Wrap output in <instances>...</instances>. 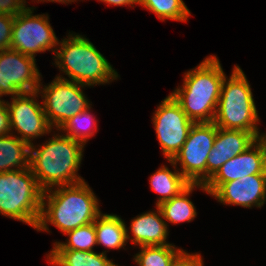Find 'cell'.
Instances as JSON below:
<instances>
[{
    "label": "cell",
    "instance_id": "obj_1",
    "mask_svg": "<svg viewBox=\"0 0 266 266\" xmlns=\"http://www.w3.org/2000/svg\"><path fill=\"white\" fill-rule=\"evenodd\" d=\"M98 205V199L85 181L58 186L53 191L51 188L43 192L36 229L49 232V222L65 235L70 230L94 222L102 213Z\"/></svg>",
    "mask_w": 266,
    "mask_h": 266
},
{
    "label": "cell",
    "instance_id": "obj_2",
    "mask_svg": "<svg viewBox=\"0 0 266 266\" xmlns=\"http://www.w3.org/2000/svg\"><path fill=\"white\" fill-rule=\"evenodd\" d=\"M39 147L30 146L29 167L43 191L84 181L77 175L84 144L57 134Z\"/></svg>",
    "mask_w": 266,
    "mask_h": 266
},
{
    "label": "cell",
    "instance_id": "obj_3",
    "mask_svg": "<svg viewBox=\"0 0 266 266\" xmlns=\"http://www.w3.org/2000/svg\"><path fill=\"white\" fill-rule=\"evenodd\" d=\"M225 74L217 57H207L185 73L184 84L171 93L194 123L213 122Z\"/></svg>",
    "mask_w": 266,
    "mask_h": 266
},
{
    "label": "cell",
    "instance_id": "obj_4",
    "mask_svg": "<svg viewBox=\"0 0 266 266\" xmlns=\"http://www.w3.org/2000/svg\"><path fill=\"white\" fill-rule=\"evenodd\" d=\"M55 63L71 81L86 86L109 83L118 78L117 72L96 47L82 35L70 34L59 42ZM60 60V61H59Z\"/></svg>",
    "mask_w": 266,
    "mask_h": 266
},
{
    "label": "cell",
    "instance_id": "obj_5",
    "mask_svg": "<svg viewBox=\"0 0 266 266\" xmlns=\"http://www.w3.org/2000/svg\"><path fill=\"white\" fill-rule=\"evenodd\" d=\"M226 78L222 82L213 123L219 128L247 131L257 138L263 137L264 133L259 134L256 124L259 117L246 75L235 65L229 80Z\"/></svg>",
    "mask_w": 266,
    "mask_h": 266
},
{
    "label": "cell",
    "instance_id": "obj_6",
    "mask_svg": "<svg viewBox=\"0 0 266 266\" xmlns=\"http://www.w3.org/2000/svg\"><path fill=\"white\" fill-rule=\"evenodd\" d=\"M43 192L30 167L0 173V213L36 229Z\"/></svg>",
    "mask_w": 266,
    "mask_h": 266
},
{
    "label": "cell",
    "instance_id": "obj_7",
    "mask_svg": "<svg viewBox=\"0 0 266 266\" xmlns=\"http://www.w3.org/2000/svg\"><path fill=\"white\" fill-rule=\"evenodd\" d=\"M216 133L217 126L213 122L194 123L182 148L169 160L175 168L180 163V172L190 183L207 182V157L213 148Z\"/></svg>",
    "mask_w": 266,
    "mask_h": 266
},
{
    "label": "cell",
    "instance_id": "obj_8",
    "mask_svg": "<svg viewBox=\"0 0 266 266\" xmlns=\"http://www.w3.org/2000/svg\"><path fill=\"white\" fill-rule=\"evenodd\" d=\"M79 84L69 79L57 76L48 86H45L41 97L44 99L43 109L48 123L59 129L65 122L90 106Z\"/></svg>",
    "mask_w": 266,
    "mask_h": 266
},
{
    "label": "cell",
    "instance_id": "obj_9",
    "mask_svg": "<svg viewBox=\"0 0 266 266\" xmlns=\"http://www.w3.org/2000/svg\"><path fill=\"white\" fill-rule=\"evenodd\" d=\"M33 9L27 7L14 17L10 49L35 58L36 53L50 50L59 41L47 14L33 15Z\"/></svg>",
    "mask_w": 266,
    "mask_h": 266
},
{
    "label": "cell",
    "instance_id": "obj_10",
    "mask_svg": "<svg viewBox=\"0 0 266 266\" xmlns=\"http://www.w3.org/2000/svg\"><path fill=\"white\" fill-rule=\"evenodd\" d=\"M152 121L164 156L172 160L185 143L194 122L171 94L161 102Z\"/></svg>",
    "mask_w": 266,
    "mask_h": 266
},
{
    "label": "cell",
    "instance_id": "obj_11",
    "mask_svg": "<svg viewBox=\"0 0 266 266\" xmlns=\"http://www.w3.org/2000/svg\"><path fill=\"white\" fill-rule=\"evenodd\" d=\"M36 59L13 49L0 51V76L2 95L16 96L41 88Z\"/></svg>",
    "mask_w": 266,
    "mask_h": 266
},
{
    "label": "cell",
    "instance_id": "obj_12",
    "mask_svg": "<svg viewBox=\"0 0 266 266\" xmlns=\"http://www.w3.org/2000/svg\"><path fill=\"white\" fill-rule=\"evenodd\" d=\"M38 95V90L21 93L14 97L11 96L13 100L11 104L6 102L10 115L11 130H17L21 136L18 138L29 146L33 144L31 142L32 139L47 134L52 130L43 105H40L35 99Z\"/></svg>",
    "mask_w": 266,
    "mask_h": 266
},
{
    "label": "cell",
    "instance_id": "obj_13",
    "mask_svg": "<svg viewBox=\"0 0 266 266\" xmlns=\"http://www.w3.org/2000/svg\"><path fill=\"white\" fill-rule=\"evenodd\" d=\"M266 173V138H258L250 147L222 165L204 184L212 194L222 183L249 175Z\"/></svg>",
    "mask_w": 266,
    "mask_h": 266
},
{
    "label": "cell",
    "instance_id": "obj_14",
    "mask_svg": "<svg viewBox=\"0 0 266 266\" xmlns=\"http://www.w3.org/2000/svg\"><path fill=\"white\" fill-rule=\"evenodd\" d=\"M211 195L224 205L260 208L266 200V173L222 183Z\"/></svg>",
    "mask_w": 266,
    "mask_h": 266
},
{
    "label": "cell",
    "instance_id": "obj_15",
    "mask_svg": "<svg viewBox=\"0 0 266 266\" xmlns=\"http://www.w3.org/2000/svg\"><path fill=\"white\" fill-rule=\"evenodd\" d=\"M257 139L251 132L217 127L213 148L207 157V181L222 165L245 151Z\"/></svg>",
    "mask_w": 266,
    "mask_h": 266
},
{
    "label": "cell",
    "instance_id": "obj_16",
    "mask_svg": "<svg viewBox=\"0 0 266 266\" xmlns=\"http://www.w3.org/2000/svg\"><path fill=\"white\" fill-rule=\"evenodd\" d=\"M156 208L157 212L143 213L131 221L133 237L127 233V239L139 246L172 245L166 242L168 225L163 221L159 207Z\"/></svg>",
    "mask_w": 266,
    "mask_h": 266
},
{
    "label": "cell",
    "instance_id": "obj_17",
    "mask_svg": "<svg viewBox=\"0 0 266 266\" xmlns=\"http://www.w3.org/2000/svg\"><path fill=\"white\" fill-rule=\"evenodd\" d=\"M12 134L0 136V173L29 168L30 146Z\"/></svg>",
    "mask_w": 266,
    "mask_h": 266
},
{
    "label": "cell",
    "instance_id": "obj_18",
    "mask_svg": "<svg viewBox=\"0 0 266 266\" xmlns=\"http://www.w3.org/2000/svg\"><path fill=\"white\" fill-rule=\"evenodd\" d=\"M97 245L120 249L126 245L127 228L124 221L114 214H100L94 221Z\"/></svg>",
    "mask_w": 266,
    "mask_h": 266
},
{
    "label": "cell",
    "instance_id": "obj_19",
    "mask_svg": "<svg viewBox=\"0 0 266 266\" xmlns=\"http://www.w3.org/2000/svg\"><path fill=\"white\" fill-rule=\"evenodd\" d=\"M195 187H200L203 191H206L204 184L190 183L175 197L158 205L163 219L174 224L192 221L197 213L192 201L188 199V196Z\"/></svg>",
    "mask_w": 266,
    "mask_h": 266
},
{
    "label": "cell",
    "instance_id": "obj_20",
    "mask_svg": "<svg viewBox=\"0 0 266 266\" xmlns=\"http://www.w3.org/2000/svg\"><path fill=\"white\" fill-rule=\"evenodd\" d=\"M176 171L172 172L164 165L150 177L151 189L161 195L156 206L175 197L190 184L180 171Z\"/></svg>",
    "mask_w": 266,
    "mask_h": 266
},
{
    "label": "cell",
    "instance_id": "obj_21",
    "mask_svg": "<svg viewBox=\"0 0 266 266\" xmlns=\"http://www.w3.org/2000/svg\"><path fill=\"white\" fill-rule=\"evenodd\" d=\"M105 252L52 250L48 261L52 266H108L112 260L107 259Z\"/></svg>",
    "mask_w": 266,
    "mask_h": 266
},
{
    "label": "cell",
    "instance_id": "obj_22",
    "mask_svg": "<svg viewBox=\"0 0 266 266\" xmlns=\"http://www.w3.org/2000/svg\"><path fill=\"white\" fill-rule=\"evenodd\" d=\"M155 13L158 19L185 22L191 14L183 0H138V3Z\"/></svg>",
    "mask_w": 266,
    "mask_h": 266
},
{
    "label": "cell",
    "instance_id": "obj_23",
    "mask_svg": "<svg viewBox=\"0 0 266 266\" xmlns=\"http://www.w3.org/2000/svg\"><path fill=\"white\" fill-rule=\"evenodd\" d=\"M90 107L91 106L87 107L82 112H79L75 116L70 118L58 130L67 131L65 136L70 137L71 139H74L76 141H79L85 145L88 138H91V136L94 135V132L97 129L96 125L97 120H95L93 118L94 116L90 114L89 112Z\"/></svg>",
    "mask_w": 266,
    "mask_h": 266
},
{
    "label": "cell",
    "instance_id": "obj_24",
    "mask_svg": "<svg viewBox=\"0 0 266 266\" xmlns=\"http://www.w3.org/2000/svg\"><path fill=\"white\" fill-rule=\"evenodd\" d=\"M141 252L134 257L139 266H169L182 251L174 245L140 246Z\"/></svg>",
    "mask_w": 266,
    "mask_h": 266
},
{
    "label": "cell",
    "instance_id": "obj_25",
    "mask_svg": "<svg viewBox=\"0 0 266 266\" xmlns=\"http://www.w3.org/2000/svg\"><path fill=\"white\" fill-rule=\"evenodd\" d=\"M69 236L67 243L56 242L52 250L93 251L97 244L94 222L80 226L65 233Z\"/></svg>",
    "mask_w": 266,
    "mask_h": 266
},
{
    "label": "cell",
    "instance_id": "obj_26",
    "mask_svg": "<svg viewBox=\"0 0 266 266\" xmlns=\"http://www.w3.org/2000/svg\"><path fill=\"white\" fill-rule=\"evenodd\" d=\"M13 23L14 17L0 14V51L9 49L11 46Z\"/></svg>",
    "mask_w": 266,
    "mask_h": 266
},
{
    "label": "cell",
    "instance_id": "obj_27",
    "mask_svg": "<svg viewBox=\"0 0 266 266\" xmlns=\"http://www.w3.org/2000/svg\"><path fill=\"white\" fill-rule=\"evenodd\" d=\"M25 2V0H0V14L15 17L27 8Z\"/></svg>",
    "mask_w": 266,
    "mask_h": 266
},
{
    "label": "cell",
    "instance_id": "obj_28",
    "mask_svg": "<svg viewBox=\"0 0 266 266\" xmlns=\"http://www.w3.org/2000/svg\"><path fill=\"white\" fill-rule=\"evenodd\" d=\"M169 266H203V260L199 254H188L182 250Z\"/></svg>",
    "mask_w": 266,
    "mask_h": 266
},
{
    "label": "cell",
    "instance_id": "obj_29",
    "mask_svg": "<svg viewBox=\"0 0 266 266\" xmlns=\"http://www.w3.org/2000/svg\"><path fill=\"white\" fill-rule=\"evenodd\" d=\"M10 115L7 104L0 99V136L11 134Z\"/></svg>",
    "mask_w": 266,
    "mask_h": 266
},
{
    "label": "cell",
    "instance_id": "obj_30",
    "mask_svg": "<svg viewBox=\"0 0 266 266\" xmlns=\"http://www.w3.org/2000/svg\"><path fill=\"white\" fill-rule=\"evenodd\" d=\"M101 2H105L106 4H111V5H118V6H123V5H133L137 4L138 0H98Z\"/></svg>",
    "mask_w": 266,
    "mask_h": 266
},
{
    "label": "cell",
    "instance_id": "obj_31",
    "mask_svg": "<svg viewBox=\"0 0 266 266\" xmlns=\"http://www.w3.org/2000/svg\"><path fill=\"white\" fill-rule=\"evenodd\" d=\"M38 1H42V0H38ZM45 2V0H43ZM46 1H50V2H62V3H70V2H74V0H46ZM76 1V0H75Z\"/></svg>",
    "mask_w": 266,
    "mask_h": 266
},
{
    "label": "cell",
    "instance_id": "obj_32",
    "mask_svg": "<svg viewBox=\"0 0 266 266\" xmlns=\"http://www.w3.org/2000/svg\"><path fill=\"white\" fill-rule=\"evenodd\" d=\"M108 266H118V265L111 262Z\"/></svg>",
    "mask_w": 266,
    "mask_h": 266
},
{
    "label": "cell",
    "instance_id": "obj_33",
    "mask_svg": "<svg viewBox=\"0 0 266 266\" xmlns=\"http://www.w3.org/2000/svg\"><path fill=\"white\" fill-rule=\"evenodd\" d=\"M0 97H1V76H0Z\"/></svg>",
    "mask_w": 266,
    "mask_h": 266
}]
</instances>
